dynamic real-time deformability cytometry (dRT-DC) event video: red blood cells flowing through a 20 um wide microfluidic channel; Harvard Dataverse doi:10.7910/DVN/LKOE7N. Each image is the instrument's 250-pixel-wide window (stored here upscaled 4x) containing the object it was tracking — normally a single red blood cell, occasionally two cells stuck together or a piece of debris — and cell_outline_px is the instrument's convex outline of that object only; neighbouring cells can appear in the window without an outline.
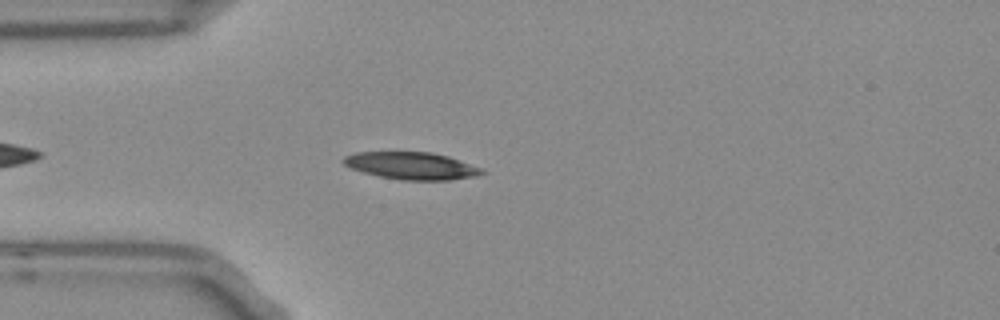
{"species": "Egyptian fruit bat (a non-hibernating species)", "species_latin": "Rousettus aegyptiacus", "temperature_condition": "room temperature", "stored_images_in_passage": 40, "camera_frame_rate_fps": 3000, "um_per_image_px": 0.085, "frame": {"image": 1, "passage_image": 8, "time_ms": 2.333, "image_size_px": [1000, 320], "cell_outline_px": [[472, 172], [460, 176], [392, 176], [360, 168], [352, 164], [348, 160], [356, 156], [372, 152], [420, 152], [440, 156], [452, 160], [460, 164]], "centroid_in_image_um": [34.76, 13.97], "position_along_channel_um": 50.2, "area_um2": 16.07}}
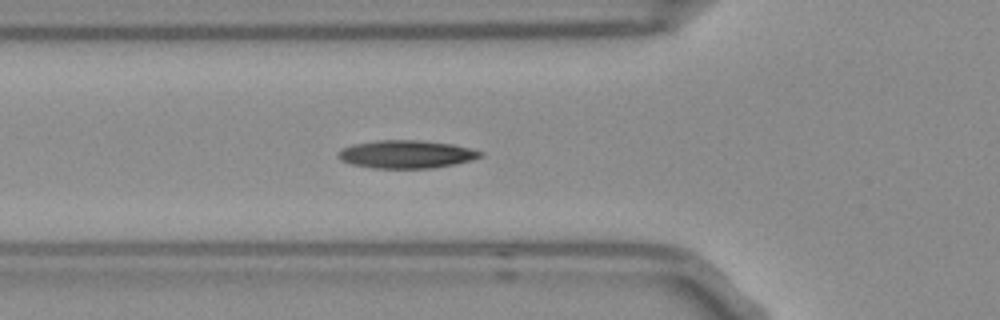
{"frame": {"image": 2, "passage_image": 12, "time_ms": 3.667, "image_size_px": [1000, 320], "cell_outline_px": [[476, 152], [472, 156], [460, 160], [440, 164], [372, 164], [352, 160], [344, 156], [344, 152], [352, 148], [372, 144], [436, 144], [460, 148]], "centroid_in_image_um": [34.62, 13.09], "position_along_channel_um": 91.2, "area_um2": 15.66}}
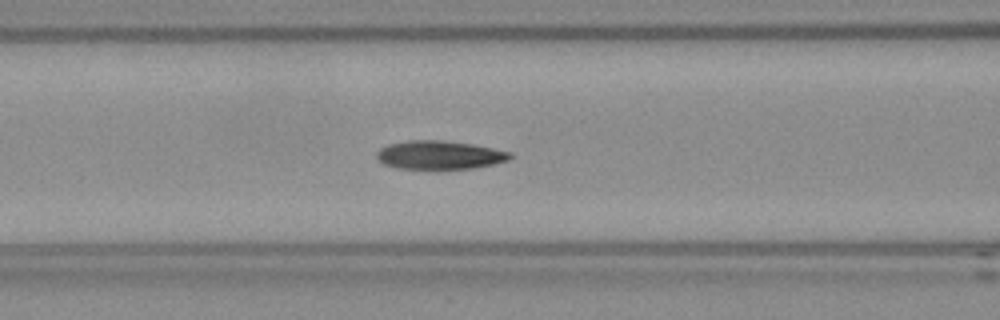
{"frame": {"image": 3, "passage_image": 15, "time_ms": 4.667, "image_size_px": [1000, 320], "cell_outline_px": [[508, 156], [496, 160], [480, 164], [404, 164], [388, 160], [384, 156], [384, 152], [392, 148], [408, 144], [452, 144], [480, 148], [500, 152]], "centroid_in_image_um": [37.5, 13.14], "position_along_channel_um": 129.1, "area_um2": 14.33}}